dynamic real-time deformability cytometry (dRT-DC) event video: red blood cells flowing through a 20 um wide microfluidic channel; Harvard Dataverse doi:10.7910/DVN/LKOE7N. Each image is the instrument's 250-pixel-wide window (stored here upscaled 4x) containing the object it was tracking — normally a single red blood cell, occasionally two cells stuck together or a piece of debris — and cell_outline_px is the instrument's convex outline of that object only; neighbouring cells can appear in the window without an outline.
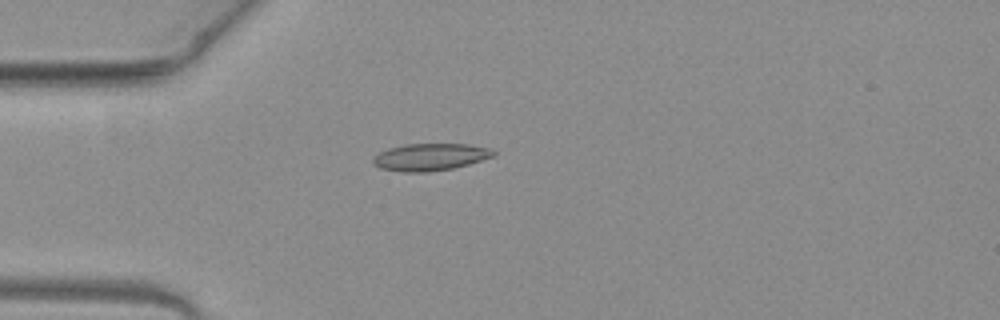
{"species": "common noctule bat (a hibernating species)", "species_latin": "Nyctalus noctula", "temperature_condition": "warm", "stored_images_in_passage": 35, "camera_frame_rate_fps": 3000, "um_per_image_px": 0.085, "animal": {"sex": "female", "body_mass_g": 19.3, "forearm_length_mm": 54.1}, "frame": {"image": 1, "passage_image": 2, "time_ms": 0.333, "image_size_px": [1000, 320], "cell_outline_px": [[496, 156], [468, 164], [452, 168], [428, 172], [404, 172], [380, 168], [372, 164], [372, 156], [388, 148], [408, 144], [468, 144], [488, 148], [496, 152]], "centroid_in_image_um": [36.54, 13.35], "position_along_channel_um": 48.5, "area_um2": 19.07}}
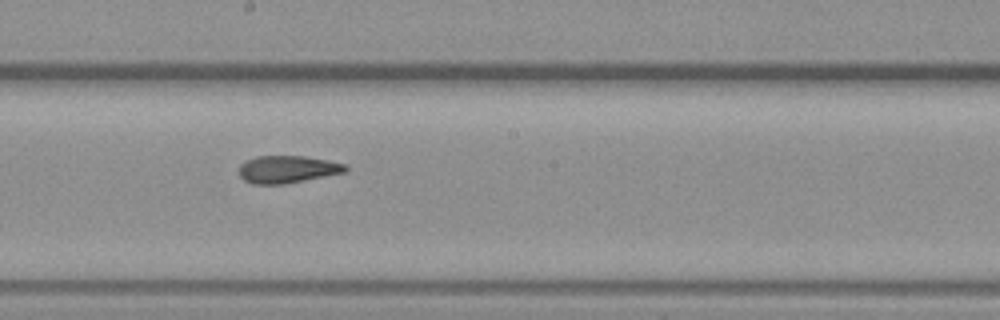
{"frame": {"image": 2, "passage_image": 16, "time_ms": 5.0, "image_size_px": [1000, 320], "cell_outline_px": [[348, 168], [344, 172], [284, 184], [252, 184], [244, 180], [240, 176], [240, 164], [244, 160], [256, 156], [304, 156], [328, 160], [348, 164]], "centroid_in_image_um": [24.41, 14.38], "position_along_channel_um": 223.8, "area_um2": 16.99}}
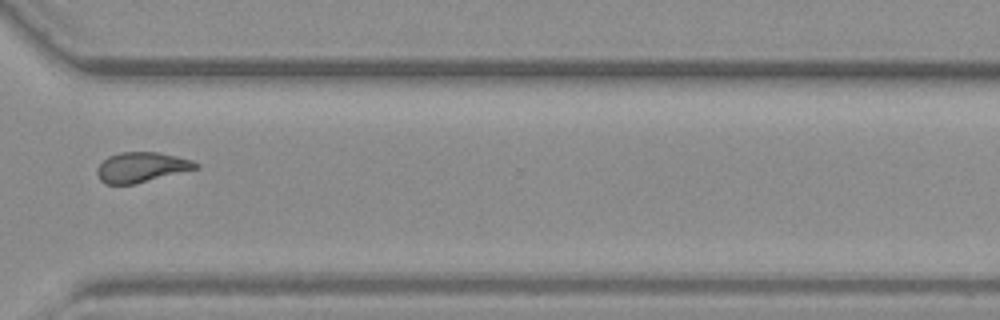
{"frame": {"image": 3, "passage_image": 26, "time_ms": 8.333, "image_size_px": [1000, 320], "cell_outline_px": [[200, 168], [132, 184], [104, 184], [100, 180], [96, 172], [96, 168], [108, 156], [120, 152], [156, 152], [176, 156], [192, 160], [200, 164]], "centroid_in_image_um": [12.02, 14.21], "position_along_channel_um": 358.6, "area_um2": 17.22}, "authors_computed_cell_mechanics": {"area_um2": 17.5134, "velocity_mm_per_s": 4.0484, "shape_relaxation_time_tau1_ms": 6.2541, "shape_relaxation_time_tau2_ms": 1.2947, "deformation_change_tau1": 0.1782, "deformation_change_tau2": 0.0731}}